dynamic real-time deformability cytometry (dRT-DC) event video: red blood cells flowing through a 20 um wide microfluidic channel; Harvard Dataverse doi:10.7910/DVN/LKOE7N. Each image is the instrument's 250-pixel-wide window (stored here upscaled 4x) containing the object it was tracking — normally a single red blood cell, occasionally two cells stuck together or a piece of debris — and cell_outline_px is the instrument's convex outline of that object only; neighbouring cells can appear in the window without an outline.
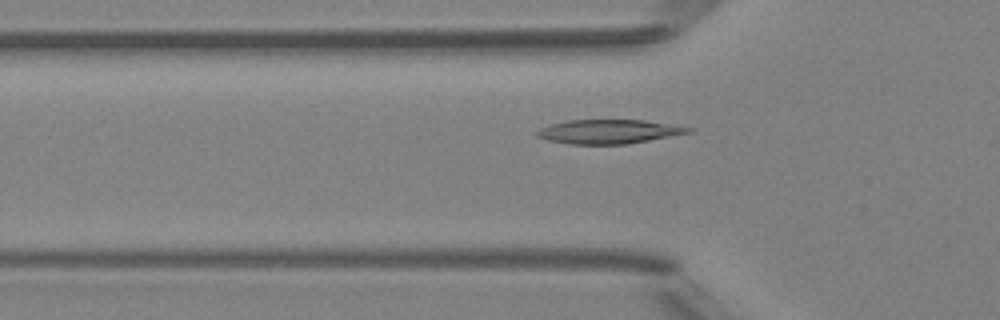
{"species": "Egyptian fruit bat (a non-hibernating species)", "species_latin": "Rousettus aegyptiacus", "temperature_condition": "room temperature", "stored_images_in_passage": 35, "camera_frame_rate_fps": 3000, "um_per_image_px": 0.085, "animal": {"sex": "female"}, "frame": {"image": 1, "passage_image": 3, "time_ms": 0.667, "image_size_px": [1000, 320], "cell_outline_px": [[696, 128], [692, 132], [628, 144], [572, 144], [548, 140], [536, 136], [536, 132], [540, 128], [552, 124], [568, 120], [644, 120], [680, 124]], "centroid_in_image_um": [51.85, 11.17], "position_along_channel_um": 73.9, "area_um2": 21.44}}
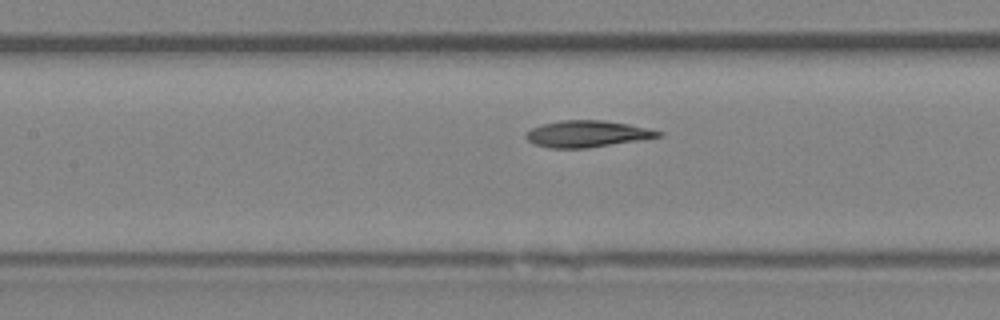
{"frame": {"image": 2, "passage_image": 9, "time_ms": 2.667, "image_size_px": [1000, 320], "cell_outline_px": [[664, 136], [644, 140], [588, 148], [548, 148], [536, 144], [528, 140], [524, 136], [524, 132], [532, 128], [544, 124], [560, 120], [604, 120], [628, 124], [648, 128], [664, 132]], "centroid_in_image_um": [49.96, 11.38], "position_along_channel_um": 157.4, "area_um2": 20.75}}
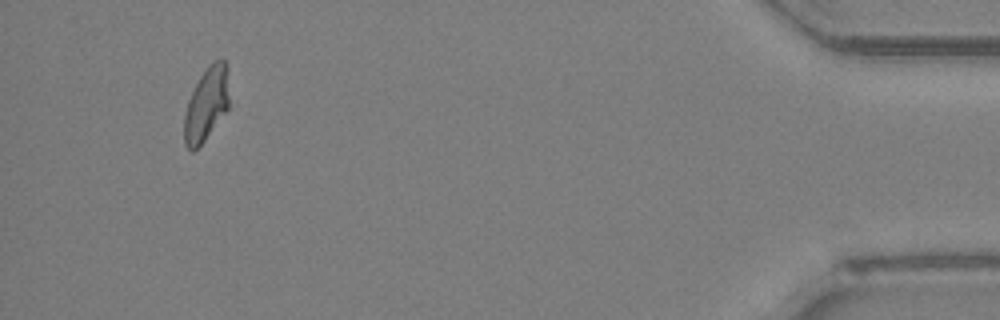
{"frame": {"image": 3, "passage_image": 33, "time_ms": 10.667, "image_size_px": [1000, 320], "cell_outline_px": [[228, 108], [204, 140], [192, 152], [184, 144], [184, 116], [188, 100], [200, 76], [208, 64], [212, 60], [224, 60], [228, 64]], "centroid_in_image_um": [17.54, 8.81], "position_along_channel_um": 417.7, "area_um2": 19.13}}